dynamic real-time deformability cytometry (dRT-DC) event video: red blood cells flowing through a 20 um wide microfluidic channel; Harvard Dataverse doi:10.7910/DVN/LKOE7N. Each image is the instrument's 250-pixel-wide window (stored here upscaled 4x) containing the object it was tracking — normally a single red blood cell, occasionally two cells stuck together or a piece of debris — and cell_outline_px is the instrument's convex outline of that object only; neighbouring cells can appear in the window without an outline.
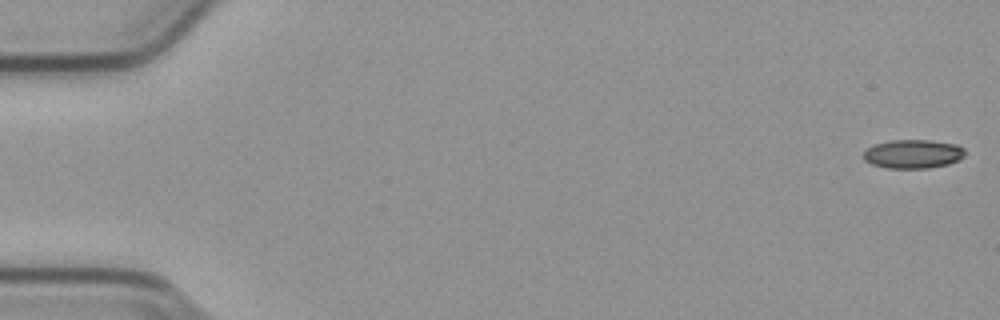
{"species": "common noctule bat (a hibernating species)", "species_latin": "Nyctalus noctula", "temperature_condition": "cold", "stored_images_in_passage": 14, "camera_frame_rate_fps": 3000, "um_per_image_px": 0.085, "animal": {"sex": "male", "body_mass_g": 23.1, "forearm_length_mm": 52.7}, "frame": {"image": 1, "passage_image": 1, "time_ms": 0.0, "image_size_px": [1000, 320], "cell_outline_px": [[964, 156], [948, 164], [928, 168], [888, 168], [872, 164], [864, 160], [864, 152], [872, 144], [892, 140], [932, 140], [956, 144], [964, 148]], "centroid_in_image_um": [77.59, 13.07], "position_along_channel_um": 7.4, "area_um2": 16.99}}
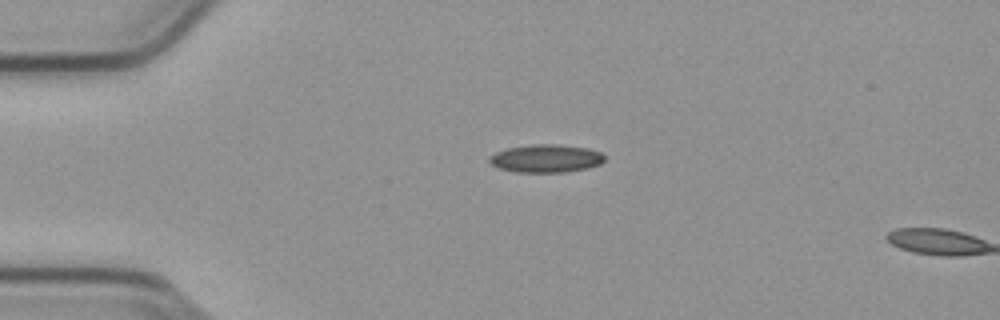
{"frame": {"image": 2, "passage_image": 13, "time_ms": 4.0, "image_size_px": [1000, 320], "cell_outline_px": [[604, 160], [600, 164], [588, 168], [564, 172], [516, 172], [500, 168], [492, 164], [488, 160], [488, 156], [496, 152], [508, 148], [532, 144], [556, 144], [588, 148], [600, 152], [604, 156]], "centroid_in_image_um": [46.4, 13.46], "position_along_channel_um": 38.6, "area_um2": 18.73}}